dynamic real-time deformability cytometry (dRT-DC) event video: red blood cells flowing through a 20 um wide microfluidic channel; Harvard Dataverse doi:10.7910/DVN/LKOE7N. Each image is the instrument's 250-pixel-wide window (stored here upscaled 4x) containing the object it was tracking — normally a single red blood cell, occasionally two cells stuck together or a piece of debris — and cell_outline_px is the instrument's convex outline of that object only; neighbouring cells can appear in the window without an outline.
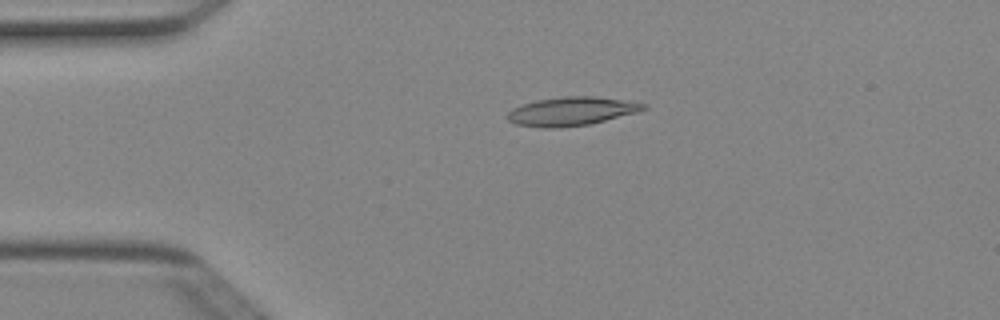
{"species": "Egyptian fruit bat (a non-hibernating species)", "species_latin": "Rousettus aegyptiacus", "temperature_condition": "cold", "stored_images_in_passage": 42, "camera_frame_rate_fps": 3000, "um_per_image_px": 0.085, "animal": {"sex": "female"}, "frame": {"image": 1, "passage_image": 3, "time_ms": 0.667, "image_size_px": [1000, 320], "cell_outline_px": [[648, 108], [636, 112], [588, 124], [560, 128], [540, 128], [516, 124], [508, 120], [504, 116], [512, 108], [536, 100], [564, 96], [592, 96], [628, 100], [648, 104]], "centroid_in_image_um": [48.55, 9.45], "position_along_channel_um": 36.5, "area_um2": 22.77}}
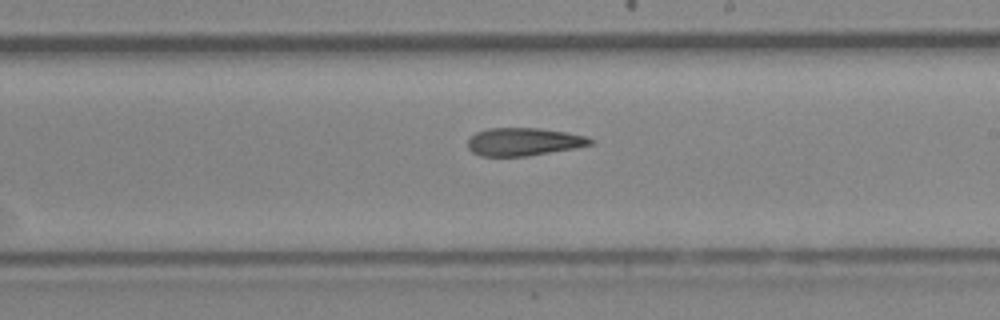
{"frame": {"image": 2, "passage_image": 21, "time_ms": 6.667, "image_size_px": [1000, 320], "cell_outline_px": [[592, 144], [572, 148], [528, 156], [480, 156], [472, 152], [468, 148], [468, 140], [476, 132], [488, 128], [536, 128], [564, 132], [584, 136], [592, 140]], "centroid_in_image_um": [44.44, 12.05], "position_along_channel_um": 244.6, "area_um2": 19.59}}
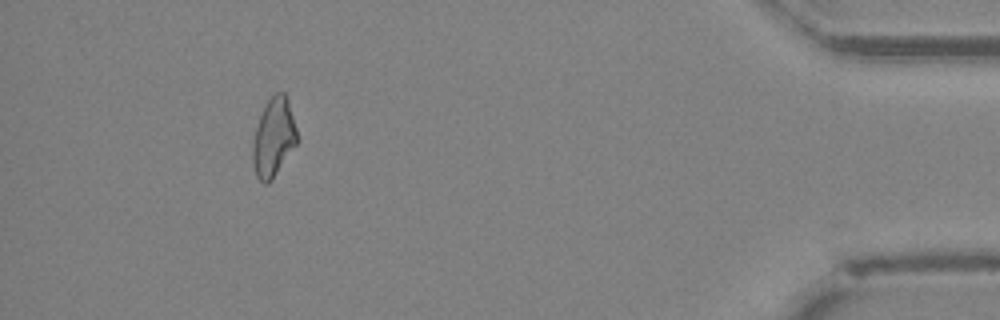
{"frame": {"image": 3, "passage_image": 38, "time_ms": 12.333, "image_size_px": [1000, 320], "cell_outline_px": [[300, 140], [272, 180], [268, 184], [264, 184], [256, 176], [252, 164], [252, 144], [256, 128], [260, 116], [268, 100], [276, 92], [284, 92], [288, 100]], "centroid_in_image_um": [23.27, 11.72], "position_along_channel_um": 411.9, "area_um2": 20.52}}